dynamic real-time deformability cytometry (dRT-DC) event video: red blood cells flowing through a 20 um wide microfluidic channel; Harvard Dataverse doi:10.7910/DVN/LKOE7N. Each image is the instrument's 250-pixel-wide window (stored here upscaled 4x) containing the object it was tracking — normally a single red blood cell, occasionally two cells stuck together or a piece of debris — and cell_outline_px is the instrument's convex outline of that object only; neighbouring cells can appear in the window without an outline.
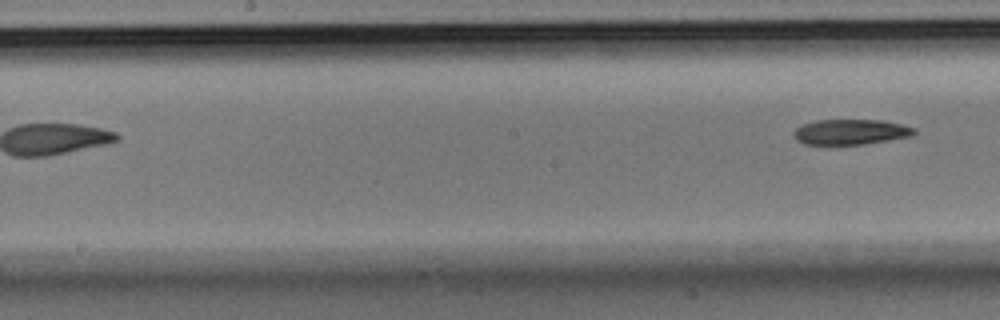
{"species": "Egyptian fruit bat (a non-hibernating species)", "species_latin": "Rousettus aegyptiacus", "temperature_condition": "room temperature", "stored_images_in_passage": 10, "segment_of_instrument_passage": [2, 2], "camera_frame_rate_fps": 3000, "um_per_image_px": 0.085, "animal": {"sex": "male"}, "frame": {"image": 1, "passage_image": 10, "time_ms": 3.0, "image_size_px": [1000, 320], "cell_outline_px": [[916, 132], [912, 136], [864, 144], [804, 144], [796, 140], [792, 136], [792, 132], [800, 124], [816, 120], [884, 120], [916, 128]], "centroid_in_image_um": [72.27, 11.21], "position_along_channel_um": 175.9, "area_um2": 17.92}}